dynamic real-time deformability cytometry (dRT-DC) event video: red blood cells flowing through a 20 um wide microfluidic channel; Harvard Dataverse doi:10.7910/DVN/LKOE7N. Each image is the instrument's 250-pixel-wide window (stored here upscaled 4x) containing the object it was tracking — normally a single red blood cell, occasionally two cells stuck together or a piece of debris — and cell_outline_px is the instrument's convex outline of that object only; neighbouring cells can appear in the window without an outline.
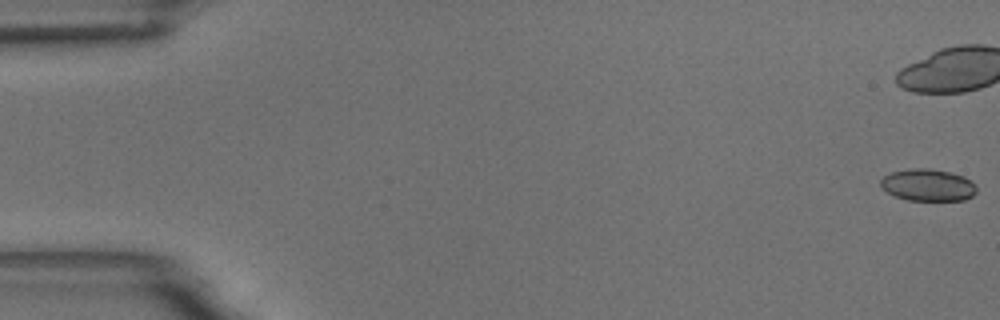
{"species": "common noctule bat (a hibernating species)", "species_latin": "Nyctalus noctula", "temperature_condition": "room temperature", "stored_images_in_passage": 16, "camera_frame_rate_fps": 3000, "um_per_image_px": 0.085, "animal": {"sex": "male", "body_mass_g": 18.8}, "frame": {"image": 1, "passage_image": 1, "time_ms": 0.0, "image_size_px": [1000, 320], "cell_outline_px": [[976, 192], [972, 196], [964, 200], [908, 200], [896, 196], [888, 192], [880, 184], [880, 180], [884, 176], [892, 172], [916, 168], [928, 168], [948, 172], [964, 176], [976, 184]], "centroid_in_image_um": [78.9, 15.73], "position_along_channel_um": 6.1, "area_um2": 17.69}}